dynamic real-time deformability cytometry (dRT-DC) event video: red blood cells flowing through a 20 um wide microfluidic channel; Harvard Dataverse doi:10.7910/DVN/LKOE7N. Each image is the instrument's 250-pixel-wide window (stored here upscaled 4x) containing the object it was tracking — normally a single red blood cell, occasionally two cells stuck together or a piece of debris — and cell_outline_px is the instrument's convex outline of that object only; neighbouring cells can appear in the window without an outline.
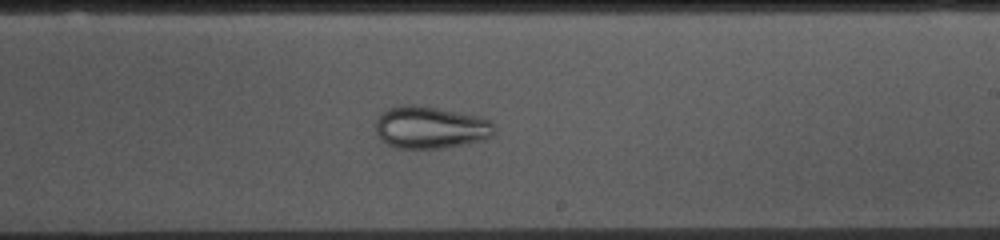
{"species": "common noctule bat (a hibernating species)", "species_latin": "Nyctalus noctula", "temperature_condition": "cold", "stored_images_in_passage": 53, "camera_frame_rate_fps": 3000, "um_per_image_px": 0.085, "animal": {"sex": "female", "body_mass_g": 10.0, "forearm_length_mm": 53.1}, "frame": {"image": 1, "passage_image": 30, "time_ms": 9.667, "image_size_px": [1000, 240], "cell_outline_px": [[496, 132], [492, 136], [484, 140], [444, 148], [396, 148], [384, 144], [380, 140], [376, 132], [376, 120], [380, 112], [388, 108], [400, 104], [416, 104], [480, 116], [488, 120], [496, 128]], "centroid_in_image_um": [36.55, 10.83], "position_along_channel_um": 252.4, "area_um2": 29.71}}
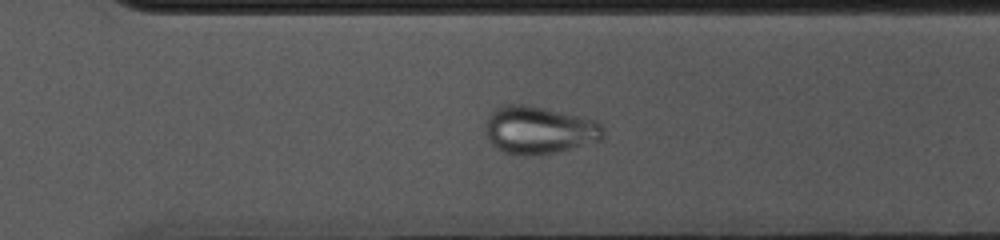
{"frame": {"image": 2, "passage_image": 36, "time_ms": 11.667, "image_size_px": [1000, 240], "cell_outline_px": [[604, 140], [556, 152], [532, 156], [528, 156], [504, 152], [496, 148], [488, 140], [484, 120], [496, 108], [508, 104], [524, 104], [596, 120], [604, 128]], "centroid_in_image_um": [45.82, 11.07], "position_along_channel_um": 324.8, "area_um2": 32.77}}
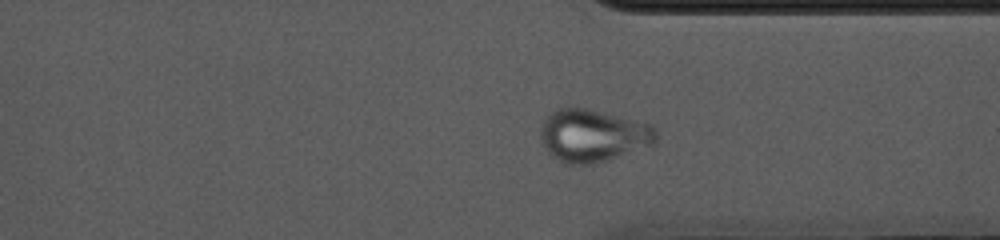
{"frame": {"image": 3, "passage_image": 39, "time_ms": 12.667, "image_size_px": [1000, 240], "cell_outline_px": [[656, 140], [652, 144], [604, 160], [588, 164], [564, 164], [556, 160], [544, 148], [540, 140], [540, 128], [548, 112], [556, 108], [584, 108], [652, 124], [656, 128]], "centroid_in_image_um": [50.32, 11.51], "position_along_channel_um": 361.1, "area_um2": 35.08}}